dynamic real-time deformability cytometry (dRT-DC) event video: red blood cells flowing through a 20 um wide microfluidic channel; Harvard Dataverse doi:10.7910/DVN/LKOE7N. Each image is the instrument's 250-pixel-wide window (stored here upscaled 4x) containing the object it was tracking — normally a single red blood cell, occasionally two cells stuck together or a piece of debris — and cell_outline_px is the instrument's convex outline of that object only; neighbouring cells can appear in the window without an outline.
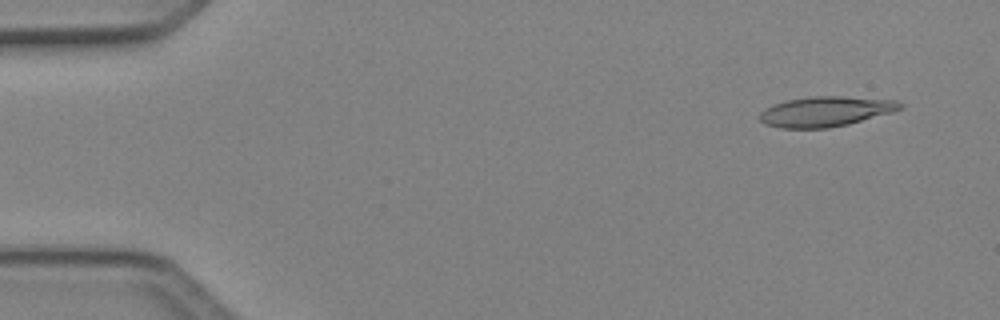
{"species": "Egyptian fruit bat (a non-hibernating species)", "species_latin": "Rousettus aegyptiacus", "temperature_condition": "cold", "stored_images_in_passage": 5, "segment_of_instrument_passage": [1, 2], "camera_frame_rate_fps": 3000, "um_per_image_px": 0.085, "animal": {"sex": "female"}, "frame": {"image": 1, "passage_image": 1, "time_ms": 0.0, "image_size_px": [1000, 320], "cell_outline_px": [[904, 108], [892, 112], [848, 124], [828, 128], [780, 128], [764, 124], [760, 120], [760, 112], [764, 108], [772, 104], [788, 100], [812, 96], [844, 96], [896, 100], [904, 104]], "centroid_in_image_um": [70.18, 9.47], "position_along_channel_um": 14.8, "area_um2": 24.74}}